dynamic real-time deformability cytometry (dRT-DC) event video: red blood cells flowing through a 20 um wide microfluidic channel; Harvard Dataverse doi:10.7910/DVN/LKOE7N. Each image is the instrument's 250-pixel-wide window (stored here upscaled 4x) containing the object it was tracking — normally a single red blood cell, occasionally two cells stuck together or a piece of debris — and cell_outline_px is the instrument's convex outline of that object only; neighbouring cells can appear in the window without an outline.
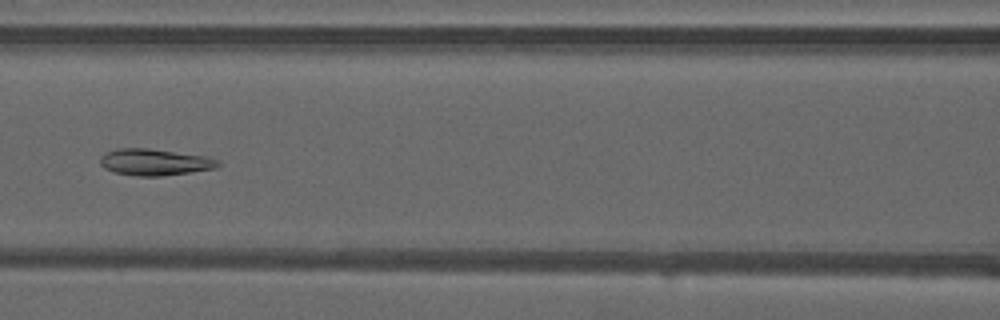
{"species": "common noctule bat (a hibernating species)", "species_latin": "Nyctalus noctula", "temperature_condition": "warm", "stored_images_in_passage": 50, "camera_frame_rate_fps": 3000, "um_per_image_px": 0.085, "animal": {"sex": "male", "forearm_length_mm": 52.5}, "frame": {"image": 1, "passage_image": 23, "time_ms": 7.333, "image_size_px": [1000, 320], "cell_outline_px": [[220, 164], [216, 168], [160, 176], [136, 176], [116, 172], [104, 168], [100, 164], [100, 156], [108, 152], [120, 148], [148, 148], [208, 156], [216, 160]], "centroid_in_image_um": [13.14, 13.77], "position_along_channel_um": 153.5, "area_um2": 18.03}}
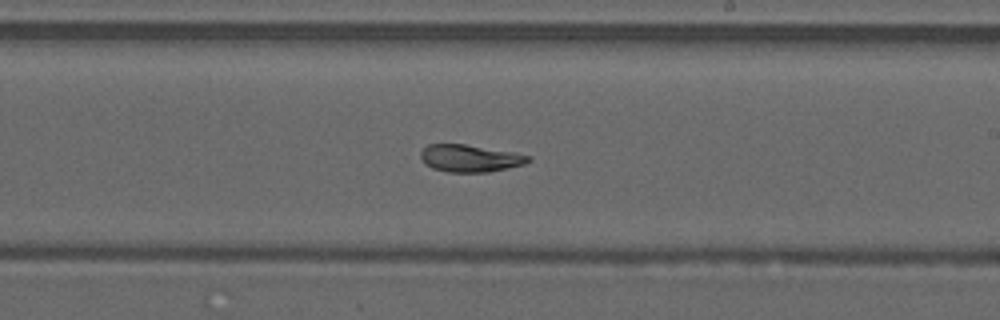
{"frame": {"image": 2, "passage_image": 30, "time_ms": 9.667, "image_size_px": [1000, 320], "cell_outline_px": [[532, 160], [524, 164], [488, 172], [448, 172], [432, 168], [424, 164], [420, 156], [420, 152], [428, 144], [464, 144], [512, 152], [532, 156]], "centroid_in_image_um": [39.93, 13.45], "position_along_channel_um": 249.1, "area_um2": 17.05}}
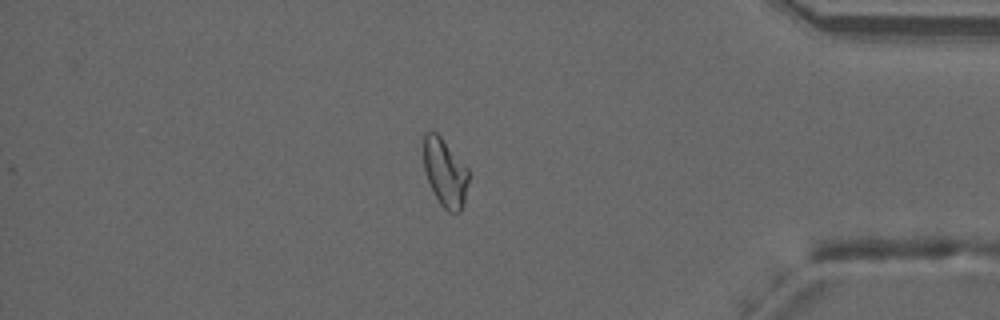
{"frame": {"image": 3, "passage_image": 43, "time_ms": 14.0, "image_size_px": [1000, 320], "cell_outline_px": [[468, 184], [464, 200], [460, 212], [448, 212], [440, 204], [428, 180], [424, 168], [424, 132], [436, 132], [440, 136], [468, 168]], "centroid_in_image_um": [37.83, 14.67], "position_along_channel_um": 397.4, "area_um2": 17.51}, "authors_computed_cell_mechanics": {"area_um2": 18.5827, "velocity_mm_per_s": 4.1289, "shape_relaxation_time_tau1_ms": null, "shape_relaxation_time_tau2_ms": 2.4091, "deformation_change_tau1": null, "deformation_change_tau2": 0.0603}}